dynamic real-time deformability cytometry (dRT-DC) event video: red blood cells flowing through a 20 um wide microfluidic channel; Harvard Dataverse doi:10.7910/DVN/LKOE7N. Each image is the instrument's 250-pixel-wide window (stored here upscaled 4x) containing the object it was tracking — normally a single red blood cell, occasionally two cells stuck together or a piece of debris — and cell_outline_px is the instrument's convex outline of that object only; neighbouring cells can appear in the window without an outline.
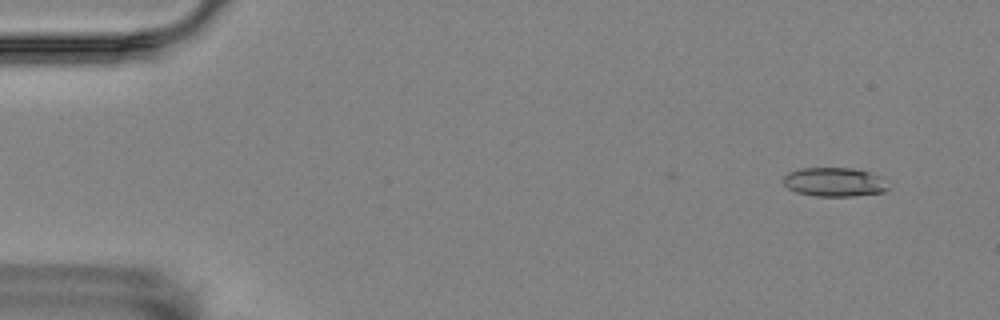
{"species": "Egyptian fruit bat (a non-hibernating species)", "species_latin": "Rousettus aegyptiacus", "temperature_condition": "room temperature", "stored_images_in_passage": 8, "camera_frame_rate_fps": 3000, "um_per_image_px": 0.085, "animal": {"sex": "female"}, "frame": {"image": 1, "passage_image": 4, "time_ms": 1.0, "image_size_px": [1000, 320], "cell_outline_px": [[888, 188], [884, 192], [852, 196], [816, 196], [796, 192], [788, 188], [784, 184], [784, 176], [788, 172], [800, 168], [852, 168], [868, 172], [880, 176]], "centroid_in_image_um": [70.89, 15.47], "position_along_channel_um": 14.1, "area_um2": 17.57}}